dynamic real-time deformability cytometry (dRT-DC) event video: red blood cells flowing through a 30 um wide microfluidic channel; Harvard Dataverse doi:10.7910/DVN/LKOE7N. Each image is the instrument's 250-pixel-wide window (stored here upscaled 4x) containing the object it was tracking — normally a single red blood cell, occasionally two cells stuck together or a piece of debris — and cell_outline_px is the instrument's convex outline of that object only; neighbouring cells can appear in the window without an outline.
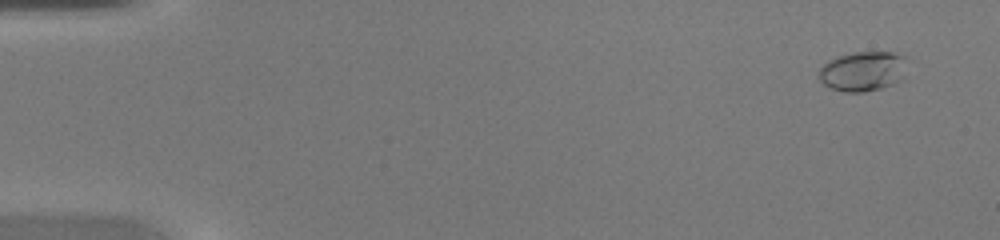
{"species": "common noctule bat (a hibernating species)", "species_latin": "Nyctalus noctula", "temperature_condition": "warm", "stored_images_in_passage": 46, "camera_frame_rate_fps": 3000, "um_per_image_px": 0.085, "animal": {"sex": "female", "body_mass_g": 20.0, "forearm_length_mm": 54.0}, "frame": {"image": 1, "passage_image": 3, "time_ms": 0.667, "image_size_px": [1000, 240], "cell_outline_px": [[904, 80], [880, 88], [864, 92], [844, 92], [832, 88], [824, 84], [816, 76], [820, 68], [828, 60], [836, 56], [852, 52], [892, 52], [904, 56]], "centroid_in_image_um": [73.31, 6.05], "position_along_channel_um": 11.7, "area_um2": 20.58}}
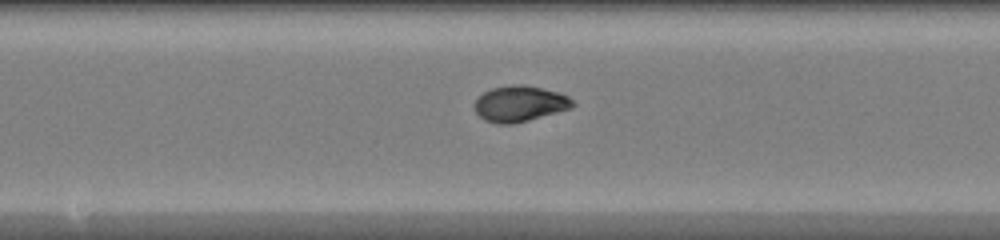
{"frame": {"image": 2, "passage_image": 25, "time_ms": 8.0, "image_size_px": [1000, 240], "cell_outline_px": [[576, 104], [572, 108], [528, 120], [512, 124], [500, 124], [484, 120], [476, 112], [476, 100], [484, 92], [492, 88], [512, 84], [524, 84], [544, 88], [560, 92], [568, 96]], "centroid_in_image_um": [44.22, 8.8], "position_along_channel_um": 204.0, "area_um2": 20.46}}
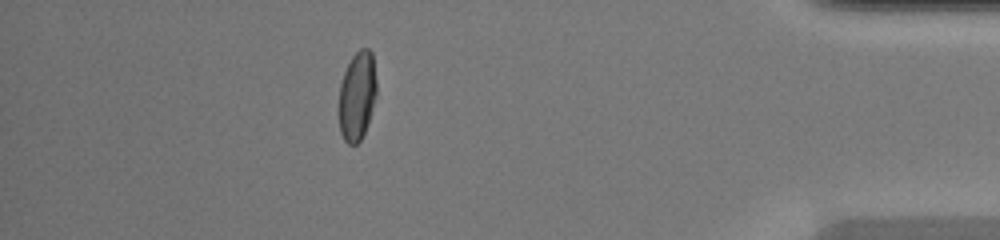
{"frame": {"image": 3, "passage_image": 41, "time_ms": 13.333, "image_size_px": [1000, 240], "cell_outline_px": [[376, 96], [364, 132], [360, 140], [356, 144], [348, 144], [344, 140], [340, 132], [340, 84], [344, 72], [352, 56], [360, 48], [368, 48], [372, 52], [376, 80]], "centroid_in_image_um": [30.36, 8.12], "position_along_channel_um": 404.8, "area_um2": 19.19}}